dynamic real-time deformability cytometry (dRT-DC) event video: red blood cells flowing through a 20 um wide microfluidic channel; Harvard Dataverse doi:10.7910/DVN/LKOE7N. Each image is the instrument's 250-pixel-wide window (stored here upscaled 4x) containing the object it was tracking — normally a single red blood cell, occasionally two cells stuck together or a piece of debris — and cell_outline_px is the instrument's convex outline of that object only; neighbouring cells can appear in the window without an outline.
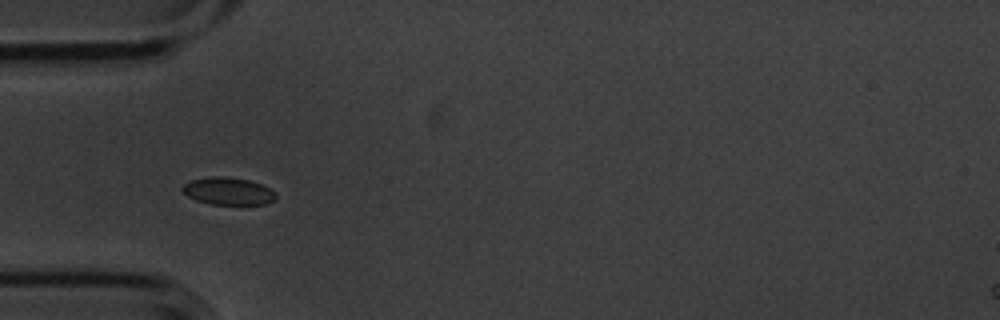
{"species": "common noctule bat (a hibernating species)", "species_latin": "Nyctalus noctula", "temperature_condition": "cold", "stored_images_in_passage": 6, "camera_frame_rate_fps": 3000, "um_per_image_px": 0.085, "animal": {"sex": "male", "body_mass_g": 20.1, "forearm_length_mm": 53.5}, "frame": {"image": 1, "passage_image": 3, "time_ms": 0.667, "image_size_px": [1000, 320], "cell_outline_px": [[276, 200], [268, 204], [212, 204], [196, 200], [188, 196], [180, 188], [184, 184], [192, 180], [212, 176], [224, 176], [248, 180], [260, 184], [276, 192]], "centroid_in_image_um": [19.41, 16.25], "position_along_channel_um": 65.6, "area_um2": 14.85}}
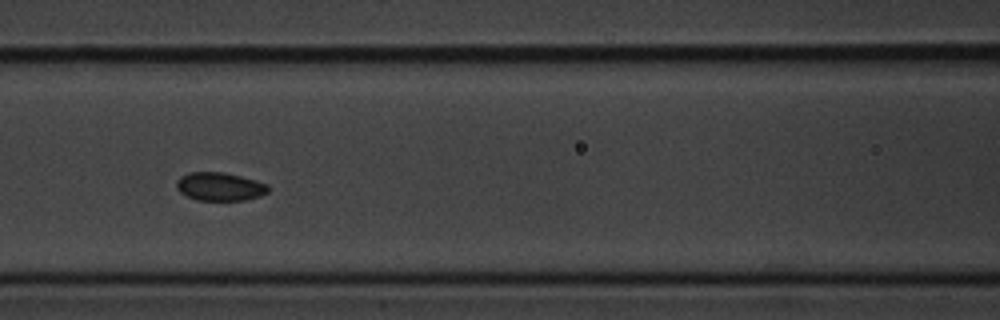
{"frame": {"image": 2, "passage_image": 5, "time_ms": 1.333, "image_size_px": [1000, 320], "cell_outline_px": [[268, 192], [260, 196], [244, 200], [196, 200], [180, 192], [176, 188], [176, 180], [180, 176], [188, 172], [224, 172], [240, 176], [268, 184]], "centroid_in_image_um": [18.65, 15.85], "position_along_channel_um": 147.9, "area_um2": 15.14}}
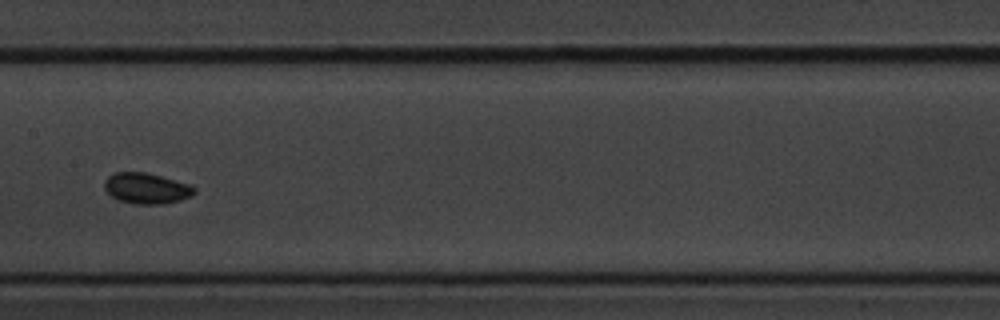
{"frame": {"image": 3, "passage_image": 6, "time_ms": 1.667, "image_size_px": [1000, 320], "cell_outline_px": [[196, 192], [192, 196], [180, 200], [164, 204], [136, 204], [116, 200], [104, 188], [104, 180], [108, 176], [116, 172], [148, 172], [176, 180], [188, 184], [196, 188]], "centroid_in_image_um": [12.45, 16.01], "position_along_channel_um": 194.9, "area_um2": 16.3}}